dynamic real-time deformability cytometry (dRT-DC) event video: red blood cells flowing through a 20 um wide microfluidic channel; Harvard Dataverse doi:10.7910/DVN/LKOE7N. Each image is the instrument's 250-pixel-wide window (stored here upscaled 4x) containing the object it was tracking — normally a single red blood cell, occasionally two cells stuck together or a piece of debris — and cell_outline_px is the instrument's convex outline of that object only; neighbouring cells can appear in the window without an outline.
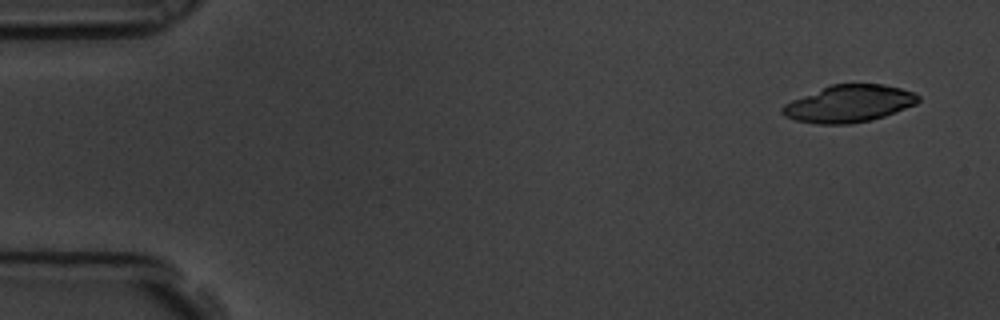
{"species": "common noctule bat (a hibernating species)", "species_latin": "Nyctalus noctula", "temperature_condition": "room temperature", "stored_images_in_passage": 5, "camera_frame_rate_fps": 3000, "um_per_image_px": 0.085, "animal": {"sex": "male", "body_mass_g": 19.5, "forearm_length_mm": 54.6}, "frame": {"image": 1, "passage_image": 1, "time_ms": 0.0, "image_size_px": [1000, 320], "cell_outline_px": [[920, 100], [916, 104], [884, 116], [872, 120], [852, 124], [816, 124], [796, 120], [784, 116], [780, 112], [780, 108], [784, 104], [792, 100], [832, 84], [884, 84], [900, 88], [912, 92], [920, 96]], "centroid_in_image_um": [72.15, 8.82], "position_along_channel_um": 12.8, "area_um2": 29.36}}